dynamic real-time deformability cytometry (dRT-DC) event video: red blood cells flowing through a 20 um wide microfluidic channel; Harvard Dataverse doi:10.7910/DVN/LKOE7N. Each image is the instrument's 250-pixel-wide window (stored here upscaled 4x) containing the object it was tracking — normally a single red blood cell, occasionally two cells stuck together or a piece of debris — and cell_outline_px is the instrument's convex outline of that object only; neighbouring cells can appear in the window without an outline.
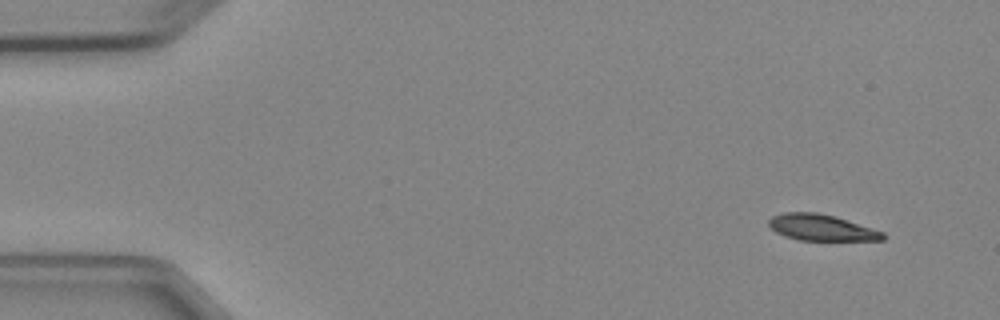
{"species": "Egyptian fruit bat (a non-hibernating species)", "species_latin": "Rousettus aegyptiacus", "temperature_condition": "cold", "stored_images_in_passage": 3, "camera_frame_rate_fps": 3000, "um_per_image_px": 0.085, "animal": {"sex": "female"}, "frame": {"image": 1, "passage_image": 1, "time_ms": 0.0, "image_size_px": [1000, 320], "cell_outline_px": [[884, 240], [800, 240], [784, 236], [776, 232], [768, 224], [768, 220], [772, 216], [784, 212], [816, 212], [832, 216], [884, 232]], "centroid_in_image_um": [69.76, 19.34], "position_along_channel_um": 15.2, "area_um2": 17.11}}
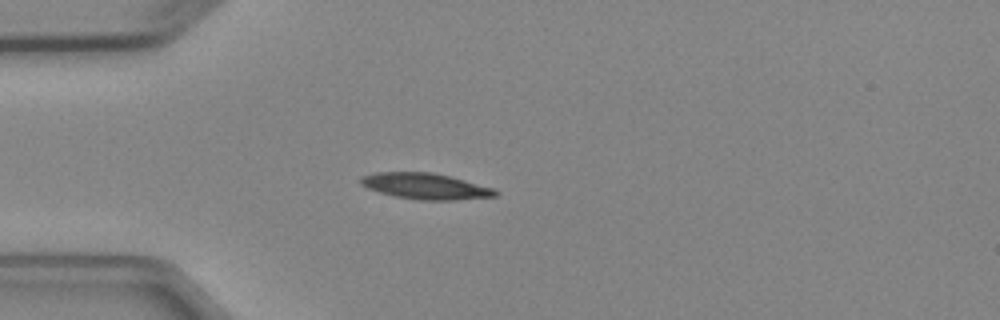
{"frame": {"image": 2, "passage_image": 3, "time_ms": 3.333, "image_size_px": [1000, 320], "cell_outline_px": [[500, 192], [496, 196], [456, 200], [420, 200], [396, 196], [380, 192], [368, 188], [360, 184], [360, 180], [364, 176], [376, 172], [432, 172], [496, 188]], "centroid_in_image_um": [36.22, 15.83], "position_along_channel_um": 48.8, "area_um2": 20.29}}